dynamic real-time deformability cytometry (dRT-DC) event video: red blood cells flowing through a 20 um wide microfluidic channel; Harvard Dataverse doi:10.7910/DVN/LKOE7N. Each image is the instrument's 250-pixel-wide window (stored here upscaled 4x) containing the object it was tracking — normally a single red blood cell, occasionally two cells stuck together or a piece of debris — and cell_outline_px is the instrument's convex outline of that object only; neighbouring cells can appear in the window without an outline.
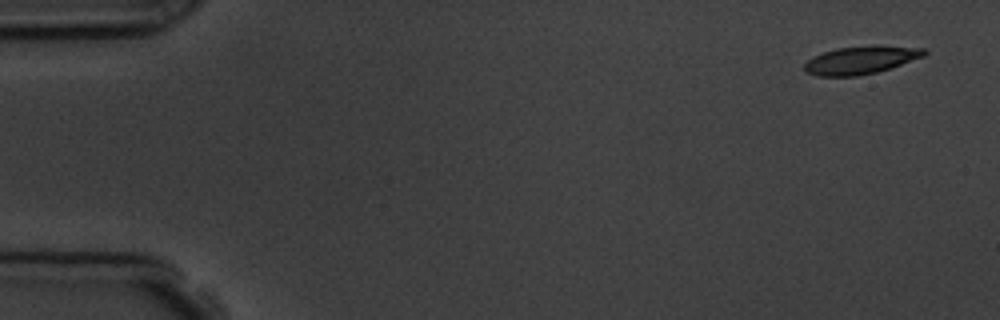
{"species": "common noctule bat (a hibernating species)", "species_latin": "Nyctalus noctula", "temperature_condition": "room temperature", "stored_images_in_passage": 5, "camera_frame_rate_fps": 3000, "um_per_image_px": 0.085, "animal": {"sex": "male", "body_mass_g": 19.5, "forearm_length_mm": 54.6}, "frame": {"image": 1, "passage_image": 1, "time_ms": 0.0, "image_size_px": [1000, 320], "cell_outline_px": [[928, 52], [924, 56], [876, 72], [856, 76], [816, 76], [808, 72], [804, 68], [804, 64], [812, 56], [836, 48], [872, 44], [876, 44], [924, 48]], "centroid_in_image_um": [73.17, 5.07], "position_along_channel_um": 11.8, "area_um2": 19.59}}